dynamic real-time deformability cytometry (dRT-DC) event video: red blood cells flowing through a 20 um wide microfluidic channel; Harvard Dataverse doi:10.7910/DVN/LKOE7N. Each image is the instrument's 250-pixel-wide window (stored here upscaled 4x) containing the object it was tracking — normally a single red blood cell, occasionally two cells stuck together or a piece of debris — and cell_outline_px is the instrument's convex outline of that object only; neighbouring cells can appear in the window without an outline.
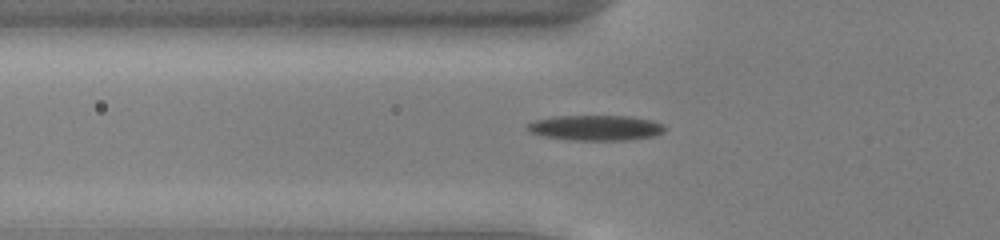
{"species": "common noctule bat (a hibernating species)", "species_latin": "Nyctalus noctula", "temperature_condition": "cold", "stored_images_in_passage": 39, "camera_frame_rate_fps": 3000, "um_per_image_px": 0.085, "animal": {"sex": "male", "body_mass_g": 13.0, "forearm_length_mm": 53.1}, "frame": {"image": 1, "passage_image": 5, "time_ms": 1.333, "image_size_px": [1000, 240], "cell_outline_px": [[664, 132], [656, 136], [624, 140], [564, 140], [544, 136], [528, 132], [528, 124], [532, 120], [552, 116], [632, 116], [652, 120], [664, 124]], "centroid_in_image_um": [50.62, 10.86], "position_along_channel_um": 75.2, "area_um2": 20.52}}
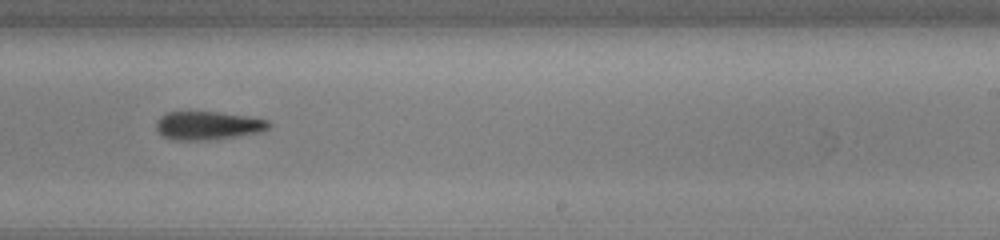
{"frame": {"image": 2, "passage_image": 20, "time_ms": 6.333, "image_size_px": [1000, 240], "cell_outline_px": [[272, 124], [268, 128], [260, 132], [236, 136], [208, 140], [176, 140], [164, 136], [156, 128], [156, 120], [164, 112], [220, 112], [248, 116], [268, 120]], "centroid_in_image_um": [17.67, 10.66], "position_along_channel_um": 271.3, "area_um2": 18.61}}
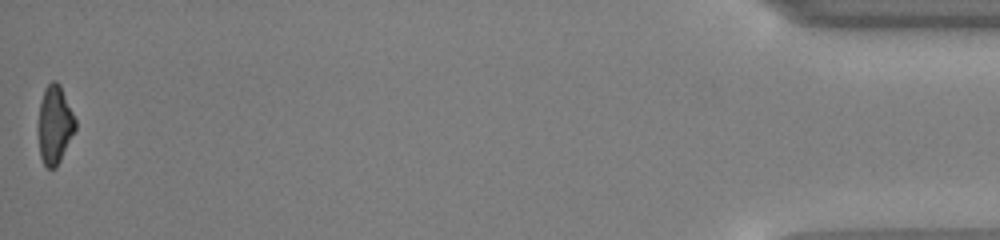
{"frame": {"image": 3, "passage_image": 39, "time_ms": 12.667, "image_size_px": [1000, 240], "cell_outline_px": [[76, 128], [56, 168], [48, 168], [44, 164], [40, 156], [40, 100], [44, 88], [52, 80], [56, 80], [60, 84], [76, 120]], "centroid_in_image_um": [4.67, 10.56], "position_along_channel_um": 430.5, "area_um2": 16.47}, "authors_computed_cell_mechanics": {"area_um2": 18.9006, "velocity_mm_per_s": 3.926, "shape_relaxation_time_tau1_ms": 1.8813, "shape_relaxation_time_tau2_ms": 7.6309, "deformation_change_tau1": 0.1069, "deformation_change_tau2": 0.1867}}